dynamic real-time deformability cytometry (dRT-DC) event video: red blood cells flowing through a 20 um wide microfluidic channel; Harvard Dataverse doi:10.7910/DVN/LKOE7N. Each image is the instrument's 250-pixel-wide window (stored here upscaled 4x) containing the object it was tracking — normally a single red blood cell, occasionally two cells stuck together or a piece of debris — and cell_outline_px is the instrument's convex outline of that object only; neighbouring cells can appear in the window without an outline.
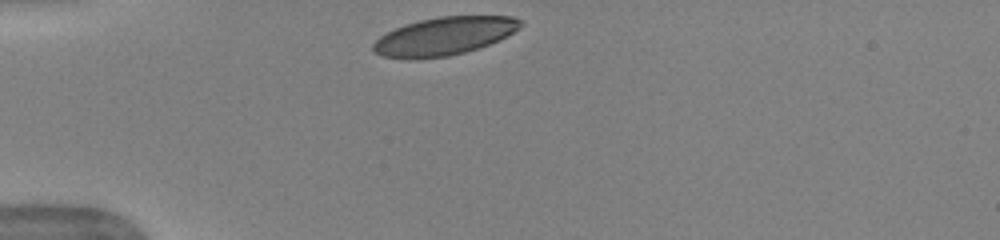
{"species": "human", "species_latin": "Homo sapiens", "temperature_condition": "warm", "stored_images_in_passage": 31, "camera_frame_rate_fps": 3000, "um_per_image_px": 0.085, "donor": {"sex": "female"}, "frame": {"image": 1, "passage_image": 1, "time_ms": 0.0, "image_size_px": [1000, 240], "cell_outline_px": [[524, 24], [520, 28], [488, 44], [464, 52], [448, 56], [408, 60], [380, 56], [372, 48], [372, 44], [380, 36], [404, 24], [420, 20], [440, 16], [512, 16], [520, 20]], "centroid_in_image_um": [37.7, 3.08], "position_along_channel_um": 47.3, "area_um2": 32.48}}
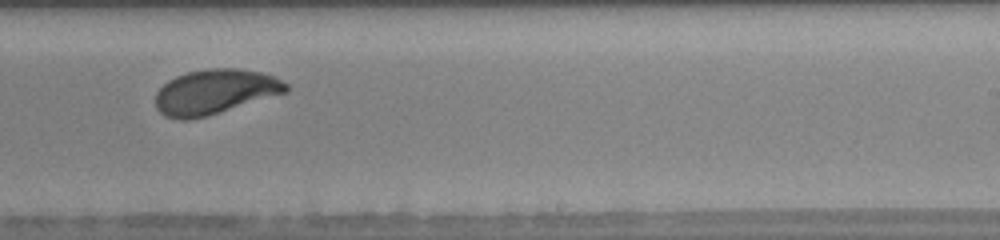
{"frame": {"image": 2, "passage_image": 20, "time_ms": 6.333, "image_size_px": [1000, 240], "cell_outline_px": [[288, 92], [204, 116], [188, 120], [180, 120], [164, 116], [156, 108], [156, 92], [168, 80], [176, 76], [188, 72], [212, 68], [236, 68], [260, 72], [276, 76], [288, 84]], "centroid_in_image_um": [18.27, 7.79], "position_along_channel_um": 270.7, "area_um2": 33.87}}
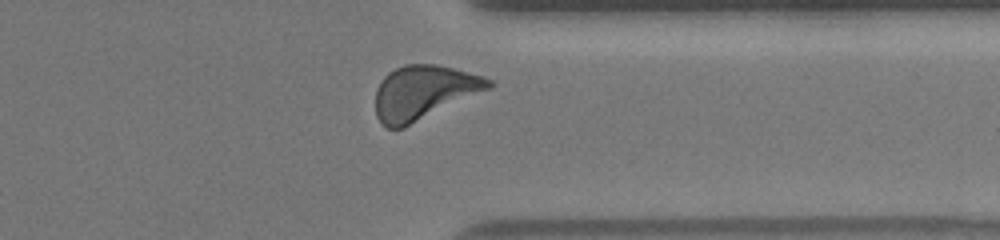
{"frame": {"image": 3, "passage_image": 28, "time_ms": 9.0, "image_size_px": [1000, 240], "cell_outline_px": [[496, 84], [492, 88], [404, 128], [388, 128], [380, 124], [376, 116], [376, 88], [384, 76], [388, 72], [404, 64], [436, 64], [484, 76], [492, 80]], "centroid_in_image_um": [36.03, 7.86], "position_along_channel_um": 375.4, "area_um2": 36.01}, "authors_computed_cell_mechanics": {"area_um2": 34.1598, "velocity_mm_per_s": 3.94, "shape_relaxation_time_tau1_ms": 2.3492, "shape_relaxation_time_tau2_ms": null, "deformation_change_tau1": 0.1271, "deformation_change_tau2": null}}